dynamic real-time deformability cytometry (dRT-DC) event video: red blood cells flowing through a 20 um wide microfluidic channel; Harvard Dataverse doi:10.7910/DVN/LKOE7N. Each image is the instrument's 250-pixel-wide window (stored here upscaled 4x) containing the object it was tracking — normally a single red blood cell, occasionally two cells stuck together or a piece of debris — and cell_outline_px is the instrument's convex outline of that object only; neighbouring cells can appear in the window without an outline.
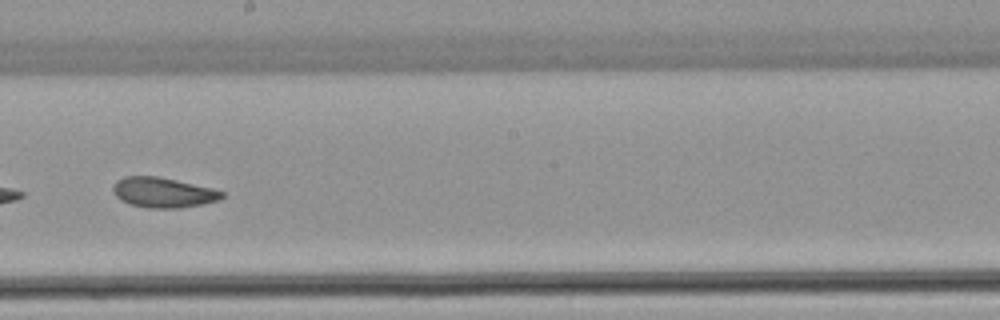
{"species": "common noctule bat (a hibernating species)", "species_latin": "Nyctalus noctula", "temperature_condition": "warm", "stored_images_in_passage": 46, "camera_frame_rate_fps": 3000, "um_per_image_px": 0.085, "animal": {"sex": "female", "body_mass_g": 22.7, "forearm_length_mm": 54.2}, "frame": {"image": 1, "passage_image": 27, "time_ms": 8.667, "image_size_px": [1000, 320], "cell_outline_px": [[224, 196], [220, 200], [204, 204], [180, 208], [148, 208], [132, 204], [120, 200], [116, 196], [112, 188], [116, 180], [124, 176], [156, 176], [176, 180], [212, 188], [224, 192]], "centroid_in_image_um": [13.87, 16.36], "position_along_channel_um": 234.3, "area_um2": 19.13}}